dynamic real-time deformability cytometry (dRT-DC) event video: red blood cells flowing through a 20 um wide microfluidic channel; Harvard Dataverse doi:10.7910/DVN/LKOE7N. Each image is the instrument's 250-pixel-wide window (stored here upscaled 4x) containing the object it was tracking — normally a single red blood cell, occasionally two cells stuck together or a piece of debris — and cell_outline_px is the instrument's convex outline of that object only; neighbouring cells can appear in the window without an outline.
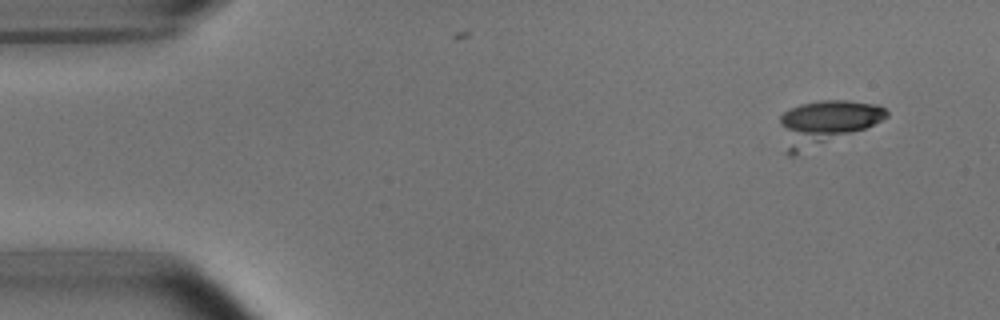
{"species": "common noctule bat (a hibernating species)", "species_latin": "Nyctalus noctula", "temperature_condition": "room temperature", "stored_images_in_passage": 4, "camera_frame_rate_fps": 3000, "um_per_image_px": 0.085, "animal": {"sex": "male", "body_mass_g": 15.6}, "frame": {"image": 1, "passage_image": 4, "time_ms": 1.0, "image_size_px": [1000, 320], "cell_outline_px": [[888, 116], [864, 128], [792, 156], [788, 156], [784, 152], [780, 124], [780, 116], [784, 112], [800, 104], [820, 100], [848, 100], [880, 104], [888, 112]], "centroid_in_image_um": [70.16, 10.42], "position_along_channel_um": 14.8, "area_um2": 27.4}}